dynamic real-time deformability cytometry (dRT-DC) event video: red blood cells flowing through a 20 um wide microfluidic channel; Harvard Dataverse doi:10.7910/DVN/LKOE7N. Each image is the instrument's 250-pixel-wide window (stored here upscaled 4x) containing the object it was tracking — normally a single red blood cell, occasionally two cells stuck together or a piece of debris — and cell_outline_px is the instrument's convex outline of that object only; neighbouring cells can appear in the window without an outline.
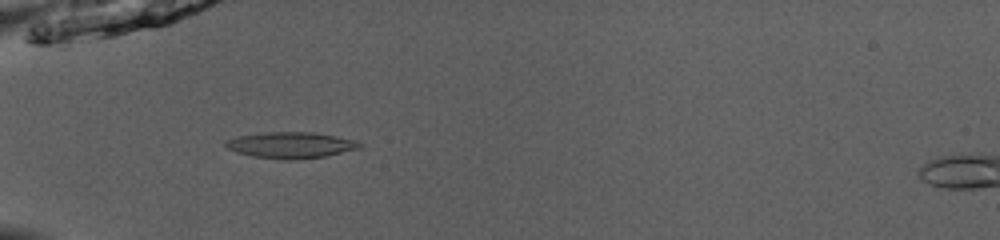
{"species": "common noctule bat (a hibernating species)", "species_latin": "Nyctalus noctula", "temperature_condition": "room temperature", "stored_images_in_passage": 53, "camera_frame_rate_fps": 3000, "um_per_image_px": 0.085, "animal": {"sex": "male", "body_mass_g": 13.0, "forearm_length_mm": 53.1}, "frame": {"image": 1, "passage_image": 19, "time_ms": 6.0, "image_size_px": [1000, 240], "cell_outline_px": [[364, 144], [360, 148], [328, 156], [296, 160], [280, 160], [252, 156], [236, 152], [228, 148], [224, 144], [224, 140], [240, 136], [264, 132], [312, 132], [336, 136], [356, 140]], "centroid_in_image_um": [24.74, 12.34], "position_along_channel_um": 60.3, "area_um2": 20.69}}
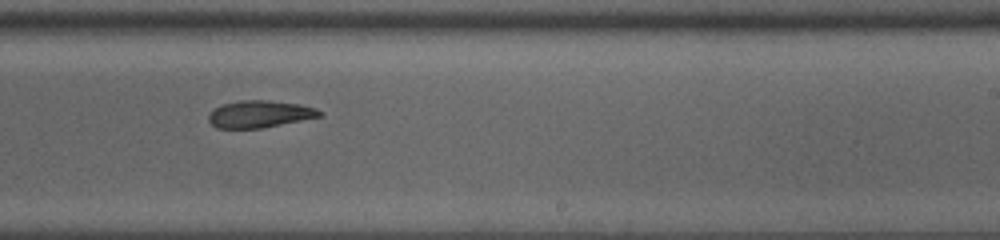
{"frame": {"image": 2, "passage_image": 35, "time_ms": 11.333, "image_size_px": [1000, 240], "cell_outline_px": [[324, 116], [260, 128], [216, 128], [208, 120], [208, 116], [220, 104], [240, 100], [268, 100], [300, 104], [316, 108], [324, 112]], "centroid_in_image_um": [22.11, 9.69], "position_along_channel_um": 266.9, "area_um2": 17.57}}
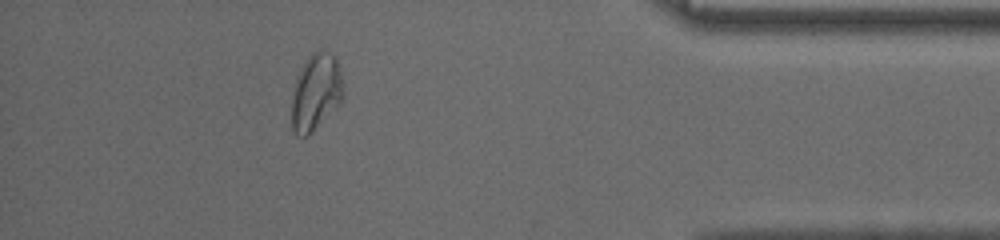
{"frame": {"image": 3, "passage_image": 48, "time_ms": 15.667, "image_size_px": [1000, 240], "cell_outline_px": [[344, 96], [312, 132], [308, 136], [296, 136], [292, 132], [292, 96], [296, 76], [300, 68], [308, 56], [316, 48], [336, 56], [344, 80]], "centroid_in_image_um": [26.85, 7.78], "position_along_channel_um": 408.4, "area_um2": 23.29}, "authors_computed_cell_mechanics": {"area_um2": 19.0162, "velocity_mm_per_s": 3.9982, "shape_relaxation_time_tau1_ms": null, "shape_relaxation_time_tau2_ms": 6.5267, "deformation_change_tau1": null, "deformation_change_tau2": 0.1331}}